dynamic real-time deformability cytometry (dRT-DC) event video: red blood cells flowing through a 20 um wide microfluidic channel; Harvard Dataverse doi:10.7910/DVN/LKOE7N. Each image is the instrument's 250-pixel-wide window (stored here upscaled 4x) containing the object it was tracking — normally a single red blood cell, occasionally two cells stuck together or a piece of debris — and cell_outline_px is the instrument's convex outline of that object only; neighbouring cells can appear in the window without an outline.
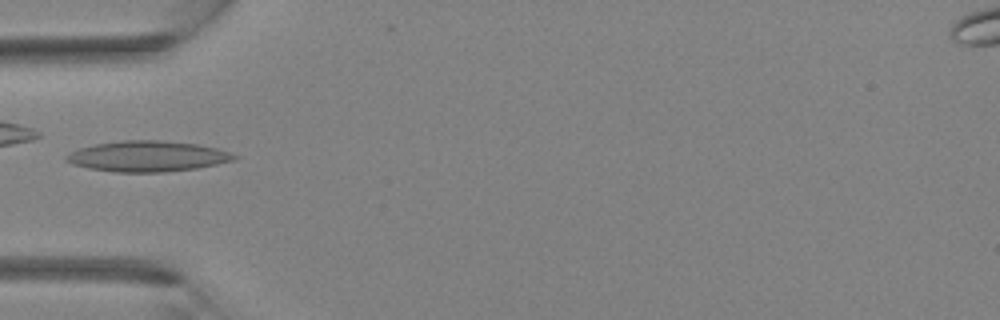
{"species": "Egyptian fruit bat (a non-hibernating species)", "species_latin": "Rousettus aegyptiacus", "temperature_condition": "room temperature", "stored_images_in_passage": 1, "camera_frame_rate_fps": 3000, "um_per_image_px": 0.085, "animal": {"sex": "female"}, "frame": {"image": 1, "passage_image": 1, "time_ms": 0.0, "image_size_px": [1000, 320], "cell_outline_px": [[240, 156], [232, 160], [216, 164], [196, 168], [164, 172], [116, 172], [88, 168], [72, 164], [64, 160], [64, 156], [80, 148], [96, 144], [120, 140], [160, 140], [196, 144], [216, 148]], "centroid_in_image_um": [12.51, 13.28], "position_along_channel_um": 72.5, "area_um2": 29.82}}